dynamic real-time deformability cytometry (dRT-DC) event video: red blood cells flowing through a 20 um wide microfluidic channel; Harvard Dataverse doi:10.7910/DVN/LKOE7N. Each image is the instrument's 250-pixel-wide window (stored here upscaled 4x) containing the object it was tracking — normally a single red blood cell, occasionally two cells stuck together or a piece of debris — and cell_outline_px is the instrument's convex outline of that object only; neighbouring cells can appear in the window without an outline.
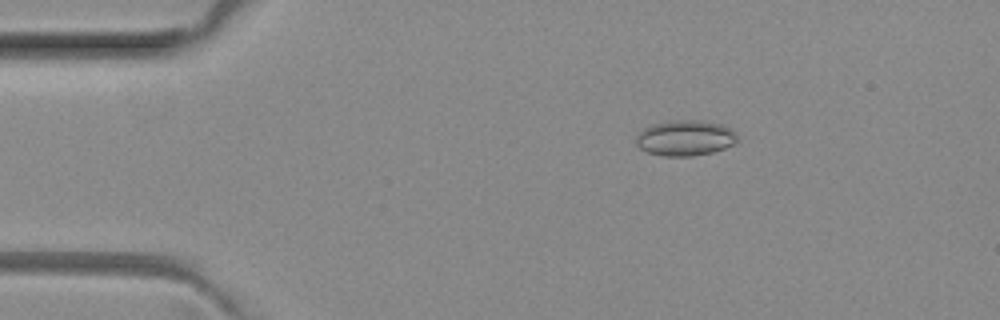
{"species": "common noctule bat (a hibernating species)", "species_latin": "Nyctalus noctula", "temperature_condition": "room temperature", "stored_images_in_passage": 46, "camera_frame_rate_fps": 3000, "um_per_image_px": 0.085, "animal": {"sex": "female", "body_mass_g": 29.2, "forearm_length_mm": 56.3}, "frame": {"image": 1, "passage_image": 4, "time_ms": 1.0, "image_size_px": [1000, 320], "cell_outline_px": [[736, 144], [712, 152], [692, 156], [664, 156], [648, 152], [640, 148], [636, 144], [636, 136], [644, 128], [652, 124], [672, 120], [700, 120], [720, 124], [732, 128], [736, 132]], "centroid_in_image_um": [58.25, 11.72], "position_along_channel_um": 26.7, "area_um2": 21.04}}
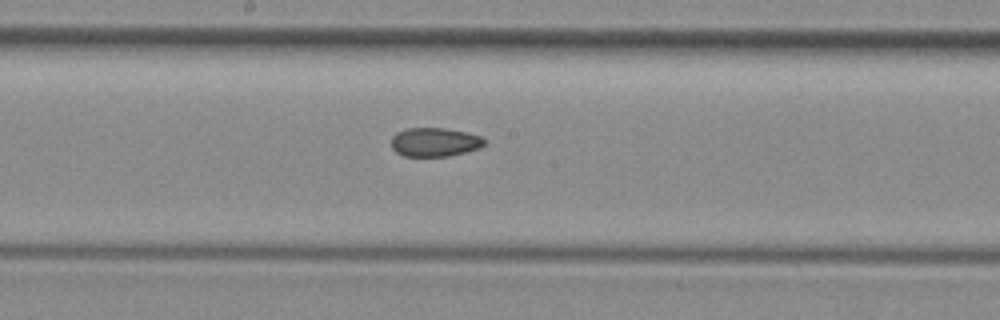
{"frame": {"image": 2, "passage_image": 22, "time_ms": 7.0, "image_size_px": [1000, 320], "cell_outline_px": [[484, 144], [480, 148], [448, 156], [404, 156], [396, 152], [392, 148], [392, 136], [396, 132], [408, 128], [444, 128], [464, 132], [480, 136], [484, 140]], "centroid_in_image_um": [36.91, 12.08], "position_along_channel_um": 211.3, "area_um2": 15.49}}
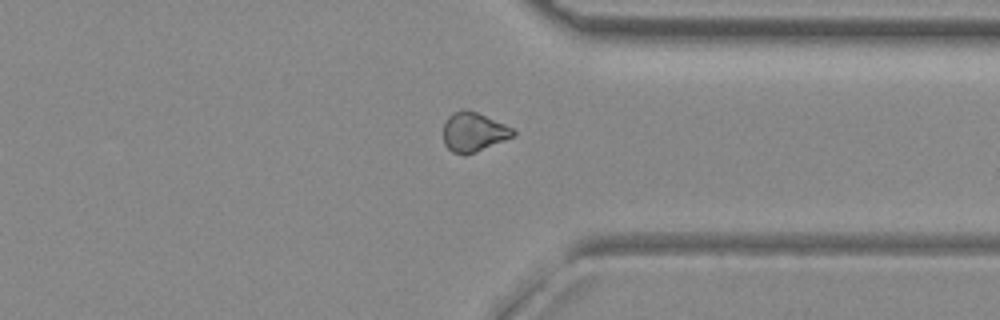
{"frame": {"image": 3, "passage_image": 34, "time_ms": 11.0, "image_size_px": [1000, 320], "cell_outline_px": [[516, 132], [512, 136], [504, 140], [476, 152], [464, 156], [452, 152], [444, 144], [444, 120], [452, 112], [464, 108], [468, 108], [504, 124], [512, 128]], "centroid_in_image_um": [40.2, 11.21], "position_along_channel_um": 371.2, "area_um2": 16.07}, "authors_computed_cell_mechanics": {"area_um2": 16.5308, "velocity_mm_per_s": 4.0605, "shape_relaxation_time_tau1_ms": null, "shape_relaxation_time_tau2_ms": 5.3792, "deformation_change_tau1": null, "deformation_change_tau2": 0.1057}}